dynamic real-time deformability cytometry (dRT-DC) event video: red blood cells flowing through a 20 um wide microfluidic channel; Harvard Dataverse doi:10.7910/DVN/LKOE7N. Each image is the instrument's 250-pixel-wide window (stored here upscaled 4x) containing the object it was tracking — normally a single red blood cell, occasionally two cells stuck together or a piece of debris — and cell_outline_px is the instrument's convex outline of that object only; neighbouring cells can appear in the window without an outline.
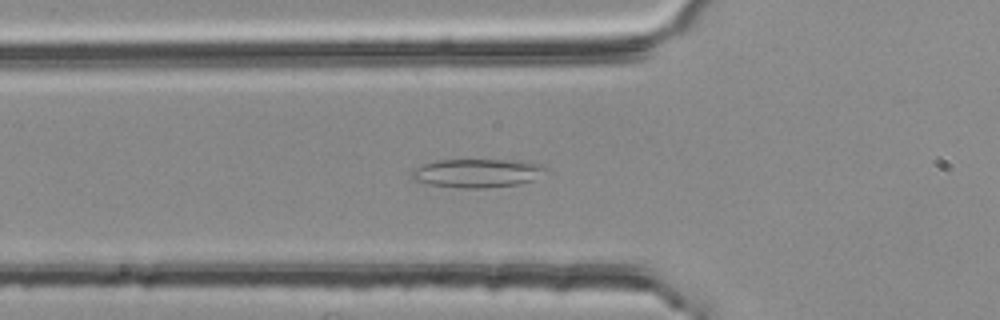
{"species": "common noctule bat (a hibernating species)", "species_latin": "Nyctalus noctula", "temperature_condition": "room temperature", "stored_images_in_passage": 47, "camera_frame_rate_fps": 3000, "um_per_image_px": 0.085, "animal": {"sex": "female", "body_mass_g": 25.1}, "frame": {"image": 1, "passage_image": 18, "time_ms": 5.667, "image_size_px": [1000, 320], "cell_outline_px": [[548, 168], [536, 180], [516, 184], [484, 188], [456, 188], [428, 184], [412, 180], [412, 168], [436, 160], [528, 160], [544, 164]], "centroid_in_image_um": [40.6, 14.7], "position_along_channel_um": 85.2, "area_um2": 22.77}}
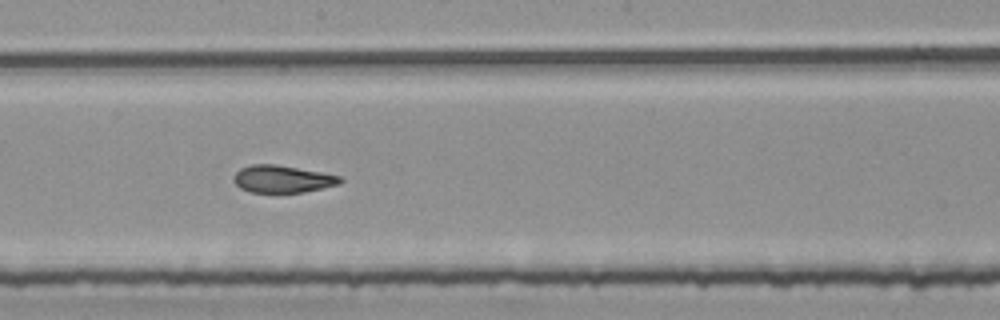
{"frame": {"image": 2, "passage_image": 29, "time_ms": 9.333, "image_size_px": [1000, 320], "cell_outline_px": [[344, 180], [340, 184], [304, 192], [248, 192], [240, 188], [232, 180], [232, 176], [240, 168], [252, 164], [276, 164], [344, 176]], "centroid_in_image_um": [24.01, 15.21], "position_along_channel_um": 224.2, "area_um2": 17.17}}
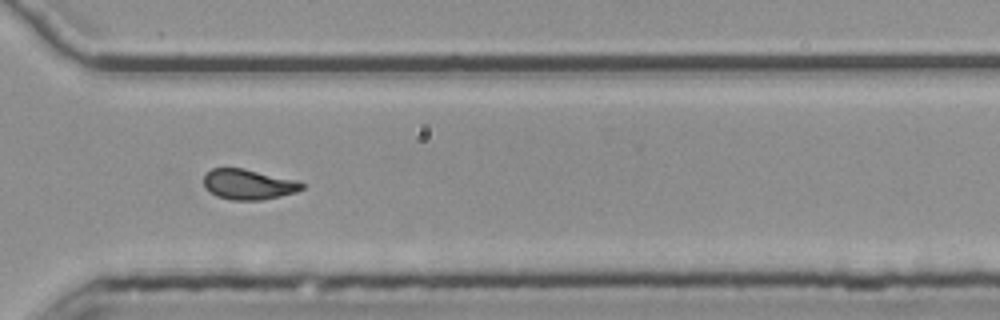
{"frame": {"image": 3, "passage_image": 39, "time_ms": 12.667, "image_size_px": [1000, 320], "cell_outline_px": [[308, 184], [304, 188], [296, 192], [280, 196], [260, 200], [232, 200], [216, 196], [208, 192], [204, 188], [204, 176], [212, 168], [244, 168], [296, 180]], "centroid_in_image_um": [21.12, 15.67], "position_along_channel_um": 349.5, "area_um2": 17.51}, "authors_computed_cell_mechanics": {"area_um2": 18.4382, "velocity_mm_per_s": 3.7637, "shape_relaxation_time_tau1_ms": null, "shape_relaxation_time_tau2_ms": 3.1969, "deformation_change_tau1": null, "deformation_change_tau2": 0.1081}}